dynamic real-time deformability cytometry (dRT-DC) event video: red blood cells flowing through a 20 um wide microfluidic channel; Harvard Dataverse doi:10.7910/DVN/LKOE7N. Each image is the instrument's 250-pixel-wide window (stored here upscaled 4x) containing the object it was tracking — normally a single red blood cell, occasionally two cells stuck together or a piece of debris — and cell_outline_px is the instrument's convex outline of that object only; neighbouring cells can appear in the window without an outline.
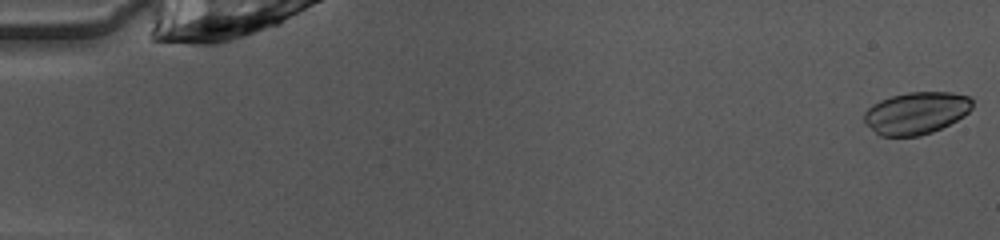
{"species": "common noctule bat (a hibernating species)", "species_latin": "Nyctalus noctula", "temperature_condition": "warm", "stored_images_in_passage": 18, "camera_frame_rate_fps": 3000, "um_per_image_px": 0.085, "animal": {"sex": "female", "body_mass_g": 10.0, "forearm_length_mm": 53.1}, "frame": {"image": 1, "passage_image": 1, "time_ms": 0.0, "image_size_px": [1000, 240], "cell_outline_px": [[972, 108], [964, 116], [932, 132], [920, 136], [880, 136], [864, 124], [864, 112], [872, 104], [880, 100], [892, 96], [908, 92], [952, 92], [968, 96], [972, 100]], "centroid_in_image_um": [77.85, 9.61], "position_along_channel_um": 7.2, "area_um2": 26.65}}